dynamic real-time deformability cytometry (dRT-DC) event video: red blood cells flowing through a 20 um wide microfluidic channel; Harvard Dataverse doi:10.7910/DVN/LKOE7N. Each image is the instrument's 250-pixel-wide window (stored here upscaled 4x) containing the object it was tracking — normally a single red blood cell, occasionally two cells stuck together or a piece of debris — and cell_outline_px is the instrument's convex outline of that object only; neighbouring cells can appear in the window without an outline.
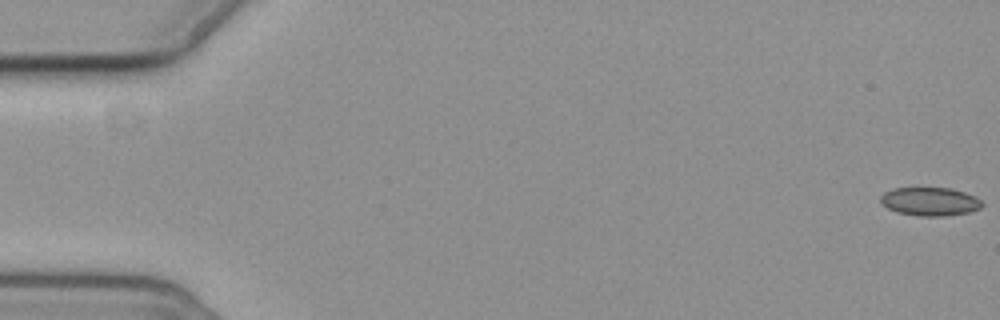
{"species": "common noctule bat (a hibernating species)", "species_latin": "Nyctalus noctula", "temperature_condition": "cold", "stored_images_in_passage": 5, "camera_frame_rate_fps": 3000, "um_per_image_px": 0.085, "animal": {"sex": "female", "body_mass_g": 19.3, "forearm_length_mm": 54.1}, "frame": {"image": 1, "passage_image": 1, "time_ms": 0.0, "image_size_px": [1000, 320], "cell_outline_px": [[984, 204], [980, 208], [968, 212], [944, 216], [920, 216], [896, 212], [888, 208], [880, 200], [880, 196], [884, 192], [892, 188], [948, 188], [964, 192], [976, 196]], "centroid_in_image_um": [79.04, 17.13], "position_along_channel_um": 6.0, "area_um2": 16.76}}
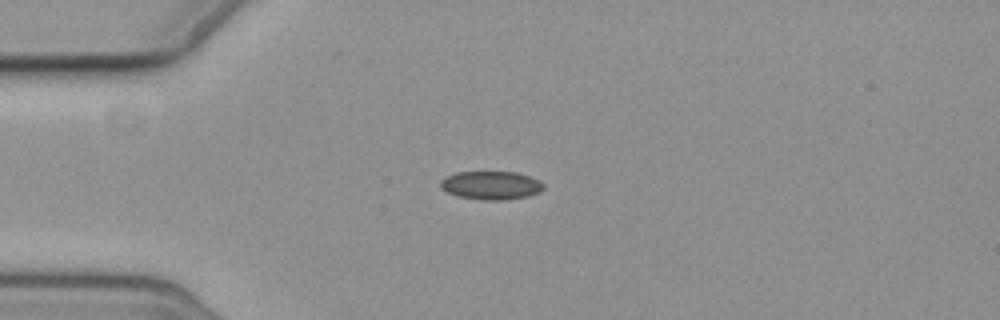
{"frame": {"image": 2, "passage_image": 5, "time_ms": 5.0, "image_size_px": [1000, 320], "cell_outline_px": [[544, 188], [540, 192], [528, 196], [504, 200], [484, 200], [456, 196], [440, 188], [440, 180], [444, 176], [456, 172], [516, 172], [540, 180], [544, 184]], "centroid_in_image_um": [41.72, 15.75], "position_along_channel_um": 43.3, "area_um2": 17.22}}